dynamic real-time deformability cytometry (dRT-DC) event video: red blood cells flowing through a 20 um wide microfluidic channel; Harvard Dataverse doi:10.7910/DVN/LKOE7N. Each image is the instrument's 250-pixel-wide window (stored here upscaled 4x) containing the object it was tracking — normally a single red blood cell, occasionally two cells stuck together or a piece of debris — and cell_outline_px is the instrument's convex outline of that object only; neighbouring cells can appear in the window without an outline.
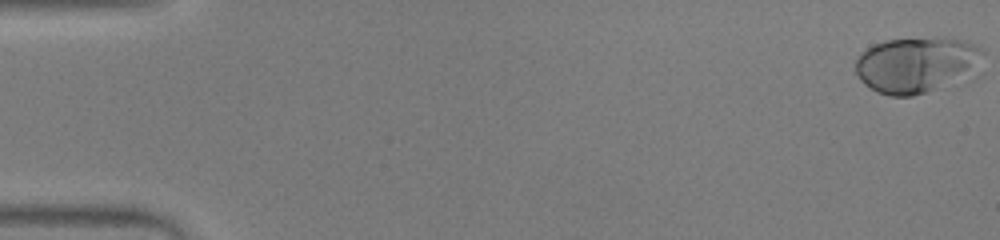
{"species": "human", "species_latin": "Homo sapiens", "temperature_condition": "warm", "stored_images_in_passage": 53, "camera_frame_rate_fps": 3000, "um_per_image_px": 0.085, "donor": {"sex": "male"}, "frame": {"image": 1, "passage_image": 1, "time_ms": 0.0, "image_size_px": [1000, 240], "cell_outline_px": [[984, 52], [980, 76], [972, 80], [912, 96], [888, 96], [876, 92], [864, 84], [860, 80], [856, 72], [856, 60], [872, 44], [884, 40], [940, 36], [968, 40], [980, 44], [984, 48]], "centroid_in_image_um": [78.11, 5.51], "position_along_channel_um": 6.9, "area_um2": 43.81}}
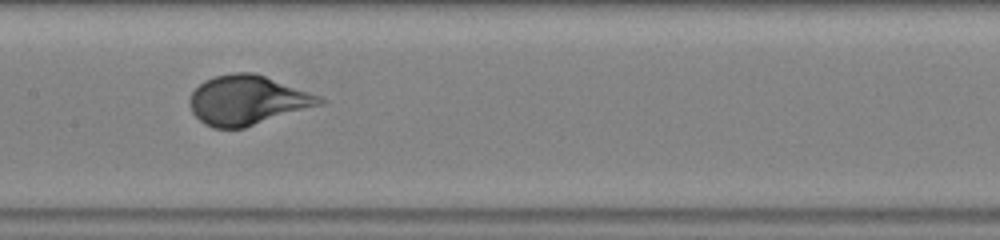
{"frame": {"image": 2, "passage_image": 27, "time_ms": 8.667, "image_size_px": [1000, 240], "cell_outline_px": [[328, 100], [324, 104], [244, 128], [212, 128], [204, 124], [192, 112], [188, 100], [192, 92], [204, 80], [216, 76], [232, 72], [252, 72], [264, 76], [320, 96]], "centroid_in_image_um": [21.03, 8.53], "position_along_channel_um": 186.4, "area_um2": 37.34}}
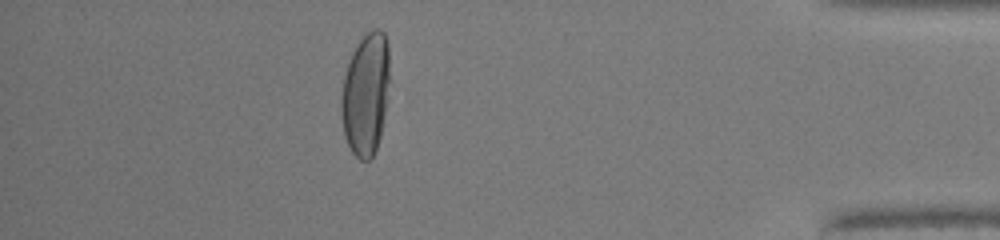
{"frame": {"image": 3, "passage_image": 47, "time_ms": 15.333, "image_size_px": [1000, 240], "cell_outline_px": [[388, 80], [384, 112], [380, 136], [376, 148], [372, 156], [368, 160], [360, 160], [352, 152], [344, 136], [340, 112], [340, 100], [344, 76], [352, 52], [356, 44], [372, 28], [380, 28], [384, 32], [388, 44]], "centroid_in_image_um": [31.05, 7.98], "position_along_channel_um": 404.2, "area_um2": 34.22}, "authors_computed_cell_mechanics": {"area_um2": 37.6856, "velocity_mm_per_s": 3.9269, "shape_relaxation_time_tau1_ms": 3.6654, "shape_relaxation_time_tau2_ms": null, "deformation_change_tau1": 0.2039, "deformation_change_tau2": null}}